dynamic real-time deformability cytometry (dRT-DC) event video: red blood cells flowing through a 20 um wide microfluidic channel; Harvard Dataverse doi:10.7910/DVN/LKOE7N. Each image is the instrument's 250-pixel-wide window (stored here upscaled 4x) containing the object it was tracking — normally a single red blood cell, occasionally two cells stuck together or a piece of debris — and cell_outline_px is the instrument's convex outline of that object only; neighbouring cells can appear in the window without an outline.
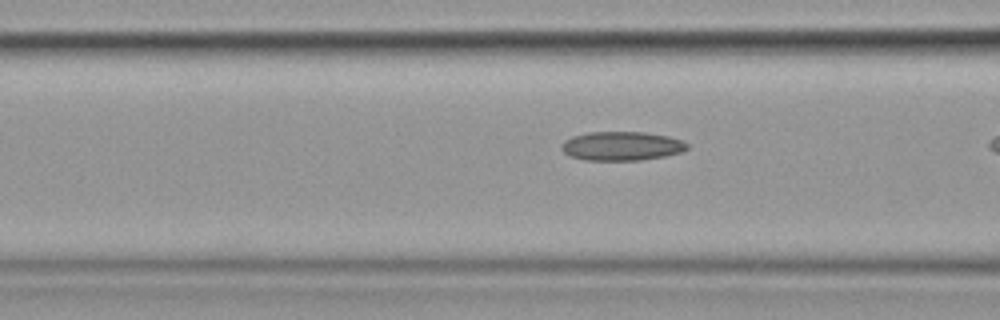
{"species": "common noctule bat (a hibernating species)", "species_latin": "Nyctalus noctula", "temperature_condition": "cold", "stored_images_in_passage": 37, "camera_frame_rate_fps": 3000, "um_per_image_px": 0.085, "animal": {"sex": "female", "body_mass_g": 19.9}, "frame": {"image": 1, "passage_image": 16, "time_ms": 5.0, "image_size_px": [1000, 320], "cell_outline_px": [[688, 148], [684, 152], [664, 156], [640, 160], [584, 160], [568, 156], [560, 148], [560, 144], [564, 140], [572, 136], [588, 132], [644, 132], [668, 136], [684, 140], [688, 144]], "centroid_in_image_um": [52.83, 12.41], "position_along_channel_um": 113.8, "area_um2": 21.5}}